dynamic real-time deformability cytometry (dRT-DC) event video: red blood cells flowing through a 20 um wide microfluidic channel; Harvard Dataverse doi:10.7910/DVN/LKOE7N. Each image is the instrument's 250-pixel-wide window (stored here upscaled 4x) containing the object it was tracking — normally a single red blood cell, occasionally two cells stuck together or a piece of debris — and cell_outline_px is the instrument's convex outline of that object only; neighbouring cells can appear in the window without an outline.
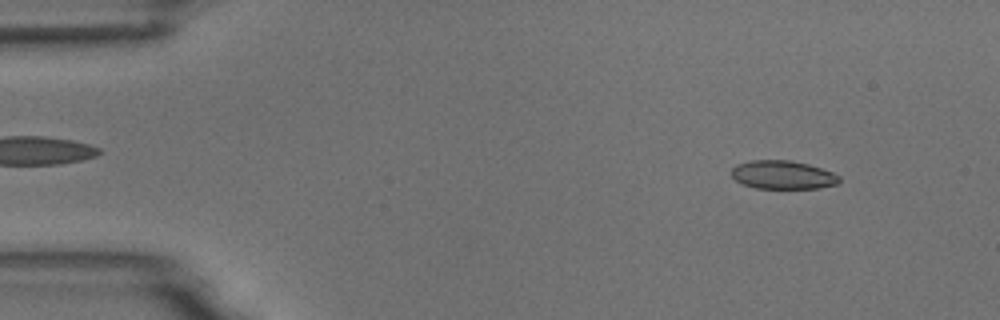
{"species": "common noctule bat (a hibernating species)", "species_latin": "Nyctalus noctula", "temperature_condition": "room temperature", "stored_images_in_passage": 53, "camera_frame_rate_fps": 3000, "um_per_image_px": 0.085, "animal": {"sex": "male", "body_mass_g": 18.8}, "frame": {"image": 1, "passage_image": 5, "time_ms": 1.333, "image_size_px": [1000, 320], "cell_outline_px": [[840, 184], [820, 188], [756, 188], [744, 184], [736, 180], [732, 176], [732, 168], [736, 164], [752, 160], [788, 160], [808, 164], [832, 172], [840, 176]], "centroid_in_image_um": [66.56, 14.86], "position_along_channel_um": 18.4, "area_um2": 17.86}}
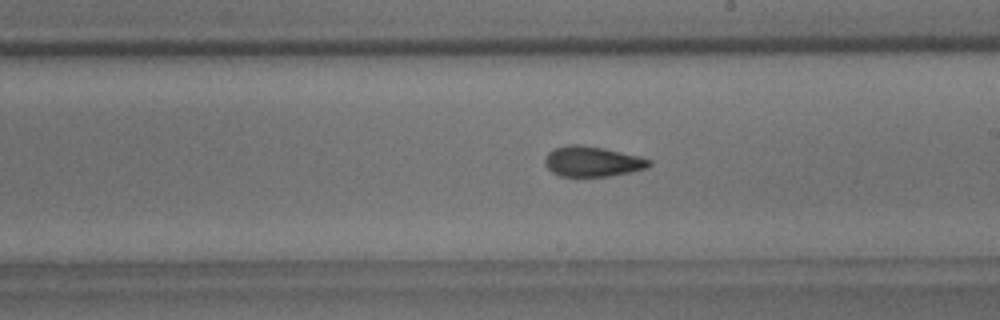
{"frame": {"image": 2, "passage_image": 30, "time_ms": 9.667, "image_size_px": [1000, 320], "cell_outline_px": [[652, 164], [648, 168], [608, 176], [560, 176], [552, 172], [544, 164], [544, 160], [548, 152], [552, 148], [568, 144], [580, 144], [604, 148], [640, 156], [652, 160]], "centroid_in_image_um": [50.34, 13.71], "position_along_channel_um": 238.7, "area_um2": 18.55}}
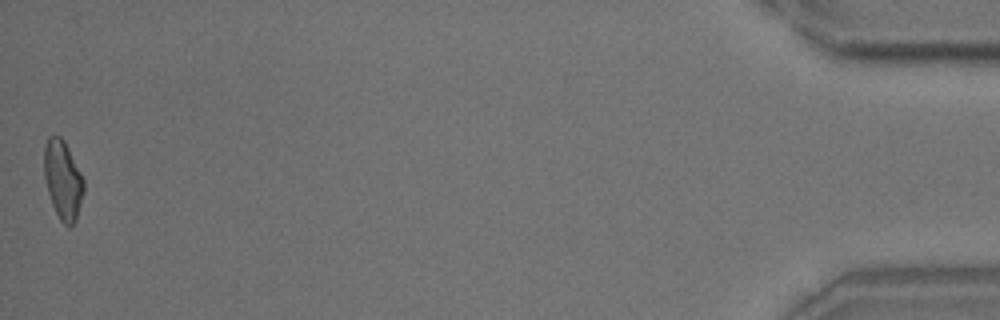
{"frame": {"image": 3, "passage_image": 53, "time_ms": 17.333, "image_size_px": [1000, 320], "cell_outline_px": [[84, 192], [76, 220], [68, 228], [60, 220], [52, 204], [48, 192], [44, 176], [44, 144], [48, 136], [60, 136], [64, 140], [84, 180]], "centroid_in_image_um": [5.34, 15.29], "position_along_channel_um": 429.9, "area_um2": 18.15}, "authors_computed_cell_mechanics": {"area_um2": 18.4382, "velocity_mm_per_s": 3.7399, "shape_relaxation_time_tau1_ms": null, "shape_relaxation_time_tau2_ms": 2.0313, "deformation_change_tau1": null, "deformation_change_tau2": 0.0886}}